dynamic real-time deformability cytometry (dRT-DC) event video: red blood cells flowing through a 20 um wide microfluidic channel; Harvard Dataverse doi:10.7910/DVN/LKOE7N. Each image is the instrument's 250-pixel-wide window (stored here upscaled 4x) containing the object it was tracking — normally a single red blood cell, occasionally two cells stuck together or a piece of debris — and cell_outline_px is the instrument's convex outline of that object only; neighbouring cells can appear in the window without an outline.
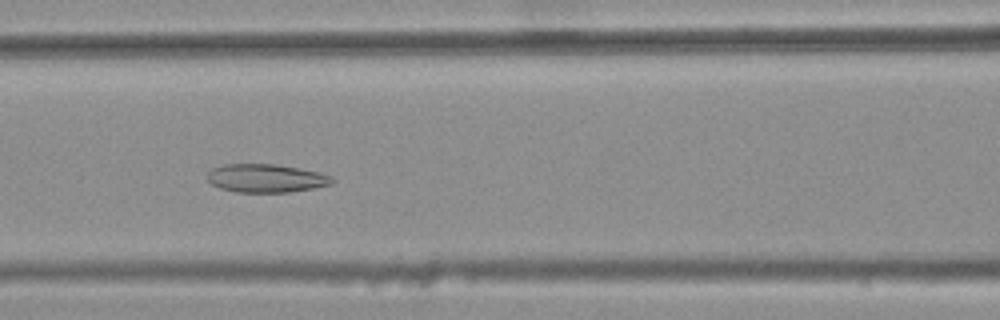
{"species": "common noctule bat (a hibernating species)", "species_latin": "Nyctalus noctula", "temperature_condition": "warm", "stored_images_in_passage": 34, "camera_frame_rate_fps": 3000, "um_per_image_px": 0.085, "animal": {"sex": "female", "body_mass_g": 25.1}, "frame": {"image": 1, "passage_image": 12, "time_ms": 3.667, "image_size_px": [1000, 320], "cell_outline_px": [[336, 180], [332, 184], [292, 192], [236, 192], [220, 188], [212, 184], [208, 180], [208, 172], [212, 168], [224, 164], [276, 164], [320, 172], [332, 176]], "centroid_in_image_um": [22.64, 15.15], "position_along_channel_um": 144.0, "area_um2": 20.69}}
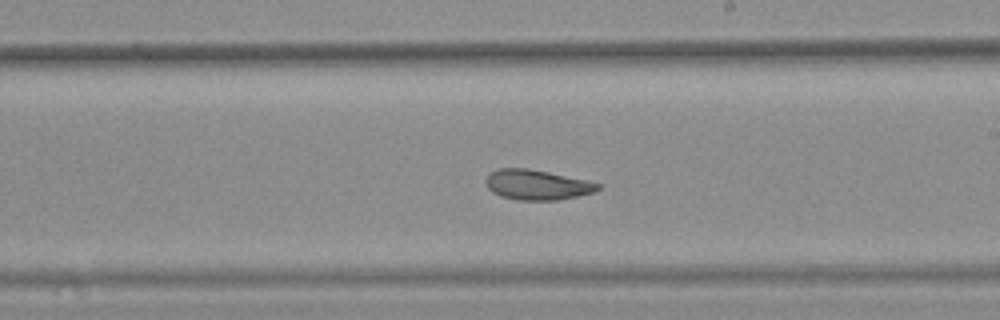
{"frame": {"image": 2, "passage_image": 20, "time_ms": 6.333, "image_size_px": [1000, 320], "cell_outline_px": [[600, 188], [596, 192], [556, 200], [516, 200], [500, 196], [492, 192], [488, 188], [484, 180], [488, 172], [496, 168], [528, 168], [588, 180], [600, 184]], "centroid_in_image_um": [45.6, 15.7], "position_along_channel_um": 243.4, "area_um2": 19.88}}
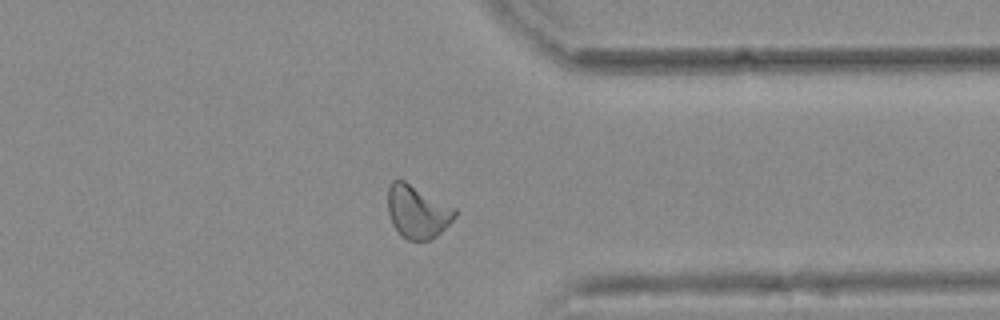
{"frame": {"image": 3, "passage_image": 31, "time_ms": 10.0, "image_size_px": [1000, 320], "cell_outline_px": [[456, 216], [432, 240], [408, 240], [400, 236], [392, 224], [388, 212], [388, 188], [392, 180], [404, 180], [456, 208]], "centroid_in_image_um": [35.46, 18.0], "position_along_channel_um": 375.9, "area_um2": 20.69}, "authors_computed_cell_mechanics": {"area_um2": 20.1433, "velocity_mm_per_s": 3.7376, "shape_relaxation_time_tau1_ms": null, "shape_relaxation_time_tau2_ms": 2.2042, "deformation_change_tau1": null, "deformation_change_tau2": 0.0902}}